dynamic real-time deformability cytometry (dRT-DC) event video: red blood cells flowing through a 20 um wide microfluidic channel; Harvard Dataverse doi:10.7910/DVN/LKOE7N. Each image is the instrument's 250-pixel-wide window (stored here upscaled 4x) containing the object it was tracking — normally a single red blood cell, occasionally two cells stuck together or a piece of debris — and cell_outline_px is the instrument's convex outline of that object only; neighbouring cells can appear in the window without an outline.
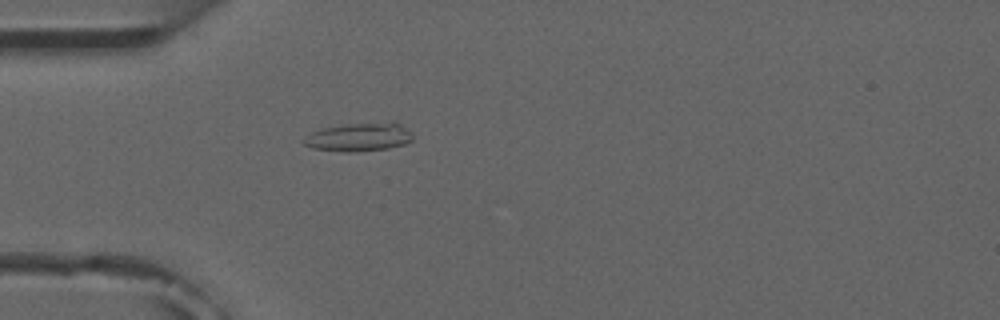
{"species": "common noctule bat (a hibernating species)", "species_latin": "Nyctalus noctula", "temperature_condition": "room temperature", "stored_images_in_passage": 4, "camera_frame_rate_fps": 3000, "um_per_image_px": 0.085, "animal": {"sex": "male", "forearm_length_mm": 52.5}, "frame": {"image": 1, "passage_image": 4, "time_ms": 3.333, "image_size_px": [1000, 320], "cell_outline_px": [[412, 140], [404, 144], [388, 148], [348, 152], [344, 152], [312, 148], [304, 144], [304, 140], [312, 132], [324, 128], [348, 124], [392, 120], [396, 120], [412, 136]], "centroid_in_image_um": [30.55, 11.63], "position_along_channel_um": 54.4, "area_um2": 17.92}}